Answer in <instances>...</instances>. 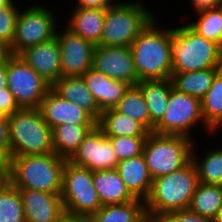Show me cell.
Returning a JSON list of instances; mask_svg holds the SVG:
<instances>
[{"label":"cell","mask_w":222,"mask_h":222,"mask_svg":"<svg viewBox=\"0 0 222 222\" xmlns=\"http://www.w3.org/2000/svg\"><path fill=\"white\" fill-rule=\"evenodd\" d=\"M193 13L211 8L222 7V0H189Z\"/></svg>","instance_id":"ab89813d"},{"label":"cell","mask_w":222,"mask_h":222,"mask_svg":"<svg viewBox=\"0 0 222 222\" xmlns=\"http://www.w3.org/2000/svg\"><path fill=\"white\" fill-rule=\"evenodd\" d=\"M66 159L55 153L10 157V182L18 189L61 194Z\"/></svg>","instance_id":"3957f363"},{"label":"cell","mask_w":222,"mask_h":222,"mask_svg":"<svg viewBox=\"0 0 222 222\" xmlns=\"http://www.w3.org/2000/svg\"><path fill=\"white\" fill-rule=\"evenodd\" d=\"M222 67H212L199 71L172 72L173 88L181 93L202 99L212 85L216 73Z\"/></svg>","instance_id":"83f0119b"},{"label":"cell","mask_w":222,"mask_h":222,"mask_svg":"<svg viewBox=\"0 0 222 222\" xmlns=\"http://www.w3.org/2000/svg\"><path fill=\"white\" fill-rule=\"evenodd\" d=\"M18 1L0 9V42H3L8 47L11 46L15 35L16 20L20 11Z\"/></svg>","instance_id":"e575fe53"},{"label":"cell","mask_w":222,"mask_h":222,"mask_svg":"<svg viewBox=\"0 0 222 222\" xmlns=\"http://www.w3.org/2000/svg\"><path fill=\"white\" fill-rule=\"evenodd\" d=\"M16 0H0V9L6 8L12 5Z\"/></svg>","instance_id":"bcb514c9"},{"label":"cell","mask_w":222,"mask_h":222,"mask_svg":"<svg viewBox=\"0 0 222 222\" xmlns=\"http://www.w3.org/2000/svg\"><path fill=\"white\" fill-rule=\"evenodd\" d=\"M97 124H62L52 129L53 149L58 156L69 160L79 145Z\"/></svg>","instance_id":"4316f807"},{"label":"cell","mask_w":222,"mask_h":222,"mask_svg":"<svg viewBox=\"0 0 222 222\" xmlns=\"http://www.w3.org/2000/svg\"><path fill=\"white\" fill-rule=\"evenodd\" d=\"M20 109L8 87L0 89V112L9 116Z\"/></svg>","instance_id":"8d00e7d4"},{"label":"cell","mask_w":222,"mask_h":222,"mask_svg":"<svg viewBox=\"0 0 222 222\" xmlns=\"http://www.w3.org/2000/svg\"><path fill=\"white\" fill-rule=\"evenodd\" d=\"M0 222H26L19 190L11 183L0 194Z\"/></svg>","instance_id":"d6a6232c"},{"label":"cell","mask_w":222,"mask_h":222,"mask_svg":"<svg viewBox=\"0 0 222 222\" xmlns=\"http://www.w3.org/2000/svg\"><path fill=\"white\" fill-rule=\"evenodd\" d=\"M214 222H222V206H221L219 213H218L216 219L214 220Z\"/></svg>","instance_id":"7dc6e473"},{"label":"cell","mask_w":222,"mask_h":222,"mask_svg":"<svg viewBox=\"0 0 222 222\" xmlns=\"http://www.w3.org/2000/svg\"><path fill=\"white\" fill-rule=\"evenodd\" d=\"M97 126L107 137H147L150 133L143 124L114 108L101 112Z\"/></svg>","instance_id":"d4e9b609"},{"label":"cell","mask_w":222,"mask_h":222,"mask_svg":"<svg viewBox=\"0 0 222 222\" xmlns=\"http://www.w3.org/2000/svg\"><path fill=\"white\" fill-rule=\"evenodd\" d=\"M72 9V11H71ZM64 26L72 33L98 45L103 33L105 9L71 7Z\"/></svg>","instance_id":"d6986e66"},{"label":"cell","mask_w":222,"mask_h":222,"mask_svg":"<svg viewBox=\"0 0 222 222\" xmlns=\"http://www.w3.org/2000/svg\"><path fill=\"white\" fill-rule=\"evenodd\" d=\"M117 0H76V3L72 1L73 7L78 8H97L106 9L112 6Z\"/></svg>","instance_id":"f35d334b"},{"label":"cell","mask_w":222,"mask_h":222,"mask_svg":"<svg viewBox=\"0 0 222 222\" xmlns=\"http://www.w3.org/2000/svg\"><path fill=\"white\" fill-rule=\"evenodd\" d=\"M60 29L56 37L60 47L61 77L82 76L92 67L96 45L63 25Z\"/></svg>","instance_id":"4fadbf2b"},{"label":"cell","mask_w":222,"mask_h":222,"mask_svg":"<svg viewBox=\"0 0 222 222\" xmlns=\"http://www.w3.org/2000/svg\"><path fill=\"white\" fill-rule=\"evenodd\" d=\"M127 1L117 0L105 9L103 33L98 45L130 47L156 16L146 7L144 0Z\"/></svg>","instance_id":"5b68a950"},{"label":"cell","mask_w":222,"mask_h":222,"mask_svg":"<svg viewBox=\"0 0 222 222\" xmlns=\"http://www.w3.org/2000/svg\"><path fill=\"white\" fill-rule=\"evenodd\" d=\"M8 120L10 157L54 153L52 129L39 108H20Z\"/></svg>","instance_id":"8992f818"},{"label":"cell","mask_w":222,"mask_h":222,"mask_svg":"<svg viewBox=\"0 0 222 222\" xmlns=\"http://www.w3.org/2000/svg\"><path fill=\"white\" fill-rule=\"evenodd\" d=\"M108 138L120 162L143 154L147 137L116 136Z\"/></svg>","instance_id":"836d02e7"},{"label":"cell","mask_w":222,"mask_h":222,"mask_svg":"<svg viewBox=\"0 0 222 222\" xmlns=\"http://www.w3.org/2000/svg\"><path fill=\"white\" fill-rule=\"evenodd\" d=\"M143 222H162L160 219L146 218Z\"/></svg>","instance_id":"c3c4849f"},{"label":"cell","mask_w":222,"mask_h":222,"mask_svg":"<svg viewBox=\"0 0 222 222\" xmlns=\"http://www.w3.org/2000/svg\"><path fill=\"white\" fill-rule=\"evenodd\" d=\"M68 161L92 172L115 169L119 163L111 141L97 125L89 131Z\"/></svg>","instance_id":"7c38bea8"},{"label":"cell","mask_w":222,"mask_h":222,"mask_svg":"<svg viewBox=\"0 0 222 222\" xmlns=\"http://www.w3.org/2000/svg\"><path fill=\"white\" fill-rule=\"evenodd\" d=\"M116 169L129 192L135 198L145 202L150 194L153 179L148 171L144 156L141 154L120 161Z\"/></svg>","instance_id":"ffe728a7"},{"label":"cell","mask_w":222,"mask_h":222,"mask_svg":"<svg viewBox=\"0 0 222 222\" xmlns=\"http://www.w3.org/2000/svg\"><path fill=\"white\" fill-rule=\"evenodd\" d=\"M60 222H88L86 218L65 216Z\"/></svg>","instance_id":"f6af8a7d"},{"label":"cell","mask_w":222,"mask_h":222,"mask_svg":"<svg viewBox=\"0 0 222 222\" xmlns=\"http://www.w3.org/2000/svg\"><path fill=\"white\" fill-rule=\"evenodd\" d=\"M7 87L20 108H39L52 85L19 55L7 59Z\"/></svg>","instance_id":"8fae6325"},{"label":"cell","mask_w":222,"mask_h":222,"mask_svg":"<svg viewBox=\"0 0 222 222\" xmlns=\"http://www.w3.org/2000/svg\"><path fill=\"white\" fill-rule=\"evenodd\" d=\"M162 222H214L189 209L173 211L159 218Z\"/></svg>","instance_id":"d590c367"},{"label":"cell","mask_w":222,"mask_h":222,"mask_svg":"<svg viewBox=\"0 0 222 222\" xmlns=\"http://www.w3.org/2000/svg\"><path fill=\"white\" fill-rule=\"evenodd\" d=\"M205 125L214 133L222 129V68L216 73L208 92L201 99Z\"/></svg>","instance_id":"f546056e"},{"label":"cell","mask_w":222,"mask_h":222,"mask_svg":"<svg viewBox=\"0 0 222 222\" xmlns=\"http://www.w3.org/2000/svg\"><path fill=\"white\" fill-rule=\"evenodd\" d=\"M196 141L197 139L191 150V160L196 166L199 183L222 186V144L214 145V147L208 144L206 150L203 149L205 151L203 154H205L199 156V143L197 144Z\"/></svg>","instance_id":"cb8c5ba5"},{"label":"cell","mask_w":222,"mask_h":222,"mask_svg":"<svg viewBox=\"0 0 222 222\" xmlns=\"http://www.w3.org/2000/svg\"><path fill=\"white\" fill-rule=\"evenodd\" d=\"M146 218L145 203L136 198L127 203L104 205L86 219L88 222H143Z\"/></svg>","instance_id":"484cf974"},{"label":"cell","mask_w":222,"mask_h":222,"mask_svg":"<svg viewBox=\"0 0 222 222\" xmlns=\"http://www.w3.org/2000/svg\"><path fill=\"white\" fill-rule=\"evenodd\" d=\"M18 55L51 85L61 77L60 47L56 36L26 48Z\"/></svg>","instance_id":"e0dca14e"},{"label":"cell","mask_w":222,"mask_h":222,"mask_svg":"<svg viewBox=\"0 0 222 222\" xmlns=\"http://www.w3.org/2000/svg\"><path fill=\"white\" fill-rule=\"evenodd\" d=\"M10 55L9 47L3 42H0V64L6 62Z\"/></svg>","instance_id":"ee69618b"},{"label":"cell","mask_w":222,"mask_h":222,"mask_svg":"<svg viewBox=\"0 0 222 222\" xmlns=\"http://www.w3.org/2000/svg\"><path fill=\"white\" fill-rule=\"evenodd\" d=\"M92 68L131 86L139 82L130 47L96 45Z\"/></svg>","instance_id":"5bb4252c"},{"label":"cell","mask_w":222,"mask_h":222,"mask_svg":"<svg viewBox=\"0 0 222 222\" xmlns=\"http://www.w3.org/2000/svg\"><path fill=\"white\" fill-rule=\"evenodd\" d=\"M93 184L102 206L136 199L127 189L116 168L93 171Z\"/></svg>","instance_id":"44dd1931"},{"label":"cell","mask_w":222,"mask_h":222,"mask_svg":"<svg viewBox=\"0 0 222 222\" xmlns=\"http://www.w3.org/2000/svg\"><path fill=\"white\" fill-rule=\"evenodd\" d=\"M157 18L156 14L130 46L139 81L163 80L172 75L173 26L161 27Z\"/></svg>","instance_id":"6da1fadb"},{"label":"cell","mask_w":222,"mask_h":222,"mask_svg":"<svg viewBox=\"0 0 222 222\" xmlns=\"http://www.w3.org/2000/svg\"><path fill=\"white\" fill-rule=\"evenodd\" d=\"M26 222H60L65 216L61 194L18 189Z\"/></svg>","instance_id":"2e32d148"},{"label":"cell","mask_w":222,"mask_h":222,"mask_svg":"<svg viewBox=\"0 0 222 222\" xmlns=\"http://www.w3.org/2000/svg\"><path fill=\"white\" fill-rule=\"evenodd\" d=\"M10 183V171H0V194Z\"/></svg>","instance_id":"60d3db41"},{"label":"cell","mask_w":222,"mask_h":222,"mask_svg":"<svg viewBox=\"0 0 222 222\" xmlns=\"http://www.w3.org/2000/svg\"><path fill=\"white\" fill-rule=\"evenodd\" d=\"M81 77L101 112L114 108L131 86L124 81L113 80L92 67Z\"/></svg>","instance_id":"ac0fdd59"},{"label":"cell","mask_w":222,"mask_h":222,"mask_svg":"<svg viewBox=\"0 0 222 222\" xmlns=\"http://www.w3.org/2000/svg\"><path fill=\"white\" fill-rule=\"evenodd\" d=\"M195 17L187 24L205 39L217 43L222 48V7L193 13ZM190 21V23H189Z\"/></svg>","instance_id":"4dcf8cb0"},{"label":"cell","mask_w":222,"mask_h":222,"mask_svg":"<svg viewBox=\"0 0 222 222\" xmlns=\"http://www.w3.org/2000/svg\"><path fill=\"white\" fill-rule=\"evenodd\" d=\"M198 126L205 128L204 134H208V138L209 136L211 138L213 132L204 123L201 100L181 93L172 87L164 116L154 127L153 132L157 134L182 135L194 140L196 135L193 134V131L196 133Z\"/></svg>","instance_id":"30bf717a"},{"label":"cell","mask_w":222,"mask_h":222,"mask_svg":"<svg viewBox=\"0 0 222 222\" xmlns=\"http://www.w3.org/2000/svg\"><path fill=\"white\" fill-rule=\"evenodd\" d=\"M57 94L88 111L96 120L101 111L81 76L60 77L51 87Z\"/></svg>","instance_id":"7402d4cb"},{"label":"cell","mask_w":222,"mask_h":222,"mask_svg":"<svg viewBox=\"0 0 222 222\" xmlns=\"http://www.w3.org/2000/svg\"><path fill=\"white\" fill-rule=\"evenodd\" d=\"M198 184V173L192 160L175 172L153 179L150 194L144 202L146 216L159 219L167 213L188 209Z\"/></svg>","instance_id":"7a4b0ae2"},{"label":"cell","mask_w":222,"mask_h":222,"mask_svg":"<svg viewBox=\"0 0 222 222\" xmlns=\"http://www.w3.org/2000/svg\"><path fill=\"white\" fill-rule=\"evenodd\" d=\"M142 91L150 114V132L161 121L166 111L170 89V78L163 80H142L136 84Z\"/></svg>","instance_id":"603a6c76"},{"label":"cell","mask_w":222,"mask_h":222,"mask_svg":"<svg viewBox=\"0 0 222 222\" xmlns=\"http://www.w3.org/2000/svg\"><path fill=\"white\" fill-rule=\"evenodd\" d=\"M114 109L140 122L150 131L148 106L141 89L137 85L129 87Z\"/></svg>","instance_id":"1f68e13d"},{"label":"cell","mask_w":222,"mask_h":222,"mask_svg":"<svg viewBox=\"0 0 222 222\" xmlns=\"http://www.w3.org/2000/svg\"><path fill=\"white\" fill-rule=\"evenodd\" d=\"M222 206V186L199 183L195 190L189 210L214 221Z\"/></svg>","instance_id":"f1b7e54d"},{"label":"cell","mask_w":222,"mask_h":222,"mask_svg":"<svg viewBox=\"0 0 222 222\" xmlns=\"http://www.w3.org/2000/svg\"><path fill=\"white\" fill-rule=\"evenodd\" d=\"M7 87V60L0 64V89Z\"/></svg>","instance_id":"b9f144b4"},{"label":"cell","mask_w":222,"mask_h":222,"mask_svg":"<svg viewBox=\"0 0 222 222\" xmlns=\"http://www.w3.org/2000/svg\"><path fill=\"white\" fill-rule=\"evenodd\" d=\"M28 5L30 6L24 9L20 7L14 39L9 47L12 55H18L26 48L51 40L56 36L57 28H60L58 22L61 23V20L57 17L56 10L54 12L43 4L37 5V2Z\"/></svg>","instance_id":"9c48e42d"},{"label":"cell","mask_w":222,"mask_h":222,"mask_svg":"<svg viewBox=\"0 0 222 222\" xmlns=\"http://www.w3.org/2000/svg\"><path fill=\"white\" fill-rule=\"evenodd\" d=\"M9 156L0 148V171H9Z\"/></svg>","instance_id":"7bdbcfd3"},{"label":"cell","mask_w":222,"mask_h":222,"mask_svg":"<svg viewBox=\"0 0 222 222\" xmlns=\"http://www.w3.org/2000/svg\"><path fill=\"white\" fill-rule=\"evenodd\" d=\"M0 148L10 158V131L8 116L0 115Z\"/></svg>","instance_id":"74e56055"},{"label":"cell","mask_w":222,"mask_h":222,"mask_svg":"<svg viewBox=\"0 0 222 222\" xmlns=\"http://www.w3.org/2000/svg\"><path fill=\"white\" fill-rule=\"evenodd\" d=\"M39 110L51 129L62 124H97V120L84 108L64 99L52 88L45 95Z\"/></svg>","instance_id":"9a60e30c"},{"label":"cell","mask_w":222,"mask_h":222,"mask_svg":"<svg viewBox=\"0 0 222 222\" xmlns=\"http://www.w3.org/2000/svg\"><path fill=\"white\" fill-rule=\"evenodd\" d=\"M218 131H219V134H220V131H222V130L219 129V130L215 131V132L213 133V135H217V136H218Z\"/></svg>","instance_id":"681fc988"},{"label":"cell","mask_w":222,"mask_h":222,"mask_svg":"<svg viewBox=\"0 0 222 222\" xmlns=\"http://www.w3.org/2000/svg\"><path fill=\"white\" fill-rule=\"evenodd\" d=\"M61 198L66 216L87 218L102 207L93 172L68 160L63 168Z\"/></svg>","instance_id":"ba28073f"},{"label":"cell","mask_w":222,"mask_h":222,"mask_svg":"<svg viewBox=\"0 0 222 222\" xmlns=\"http://www.w3.org/2000/svg\"><path fill=\"white\" fill-rule=\"evenodd\" d=\"M193 140L182 135L150 132L143 156L152 179L181 169L191 160Z\"/></svg>","instance_id":"52a82bcc"},{"label":"cell","mask_w":222,"mask_h":222,"mask_svg":"<svg viewBox=\"0 0 222 222\" xmlns=\"http://www.w3.org/2000/svg\"><path fill=\"white\" fill-rule=\"evenodd\" d=\"M174 25L172 32V72L199 71L222 67V48L200 36L188 24ZM176 26V27H175Z\"/></svg>","instance_id":"277c9868"}]
</instances>
